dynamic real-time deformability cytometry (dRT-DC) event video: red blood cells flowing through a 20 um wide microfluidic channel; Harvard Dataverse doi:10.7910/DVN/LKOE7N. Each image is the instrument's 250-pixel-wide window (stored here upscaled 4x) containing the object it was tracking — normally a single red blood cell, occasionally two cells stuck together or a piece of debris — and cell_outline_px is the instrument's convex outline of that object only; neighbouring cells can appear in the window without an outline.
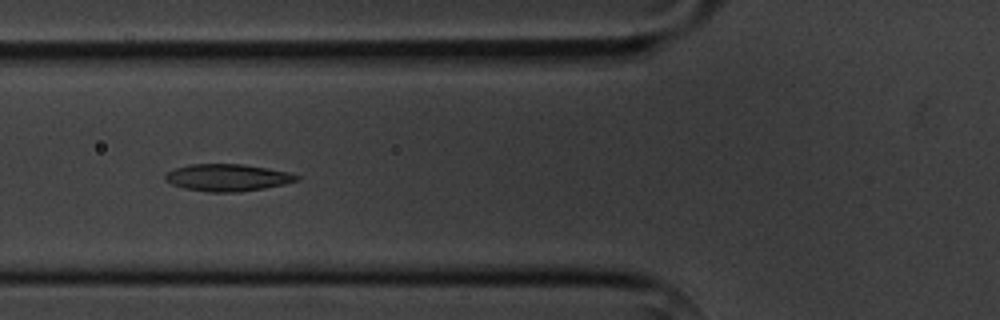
{"species": "common noctule bat (a hibernating species)", "species_latin": "Nyctalus noctula", "temperature_condition": "cold", "stored_images_in_passage": 8, "camera_frame_rate_fps": 3000, "um_per_image_px": 0.085, "animal": {"sex": "male", "body_mass_g": 20.1, "forearm_length_mm": 53.5}, "frame": {"image": 1, "passage_image": 4, "time_ms": 3.333, "image_size_px": [1000, 320], "cell_outline_px": [[300, 180], [284, 184], [264, 188], [240, 192], [208, 192], [184, 188], [172, 184], [164, 180], [164, 176], [168, 172], [176, 168], [188, 164], [244, 164], [288, 172], [300, 176]], "centroid_in_image_um": [19.34, 15.09], "position_along_channel_um": 106.5, "area_um2": 20.75}}
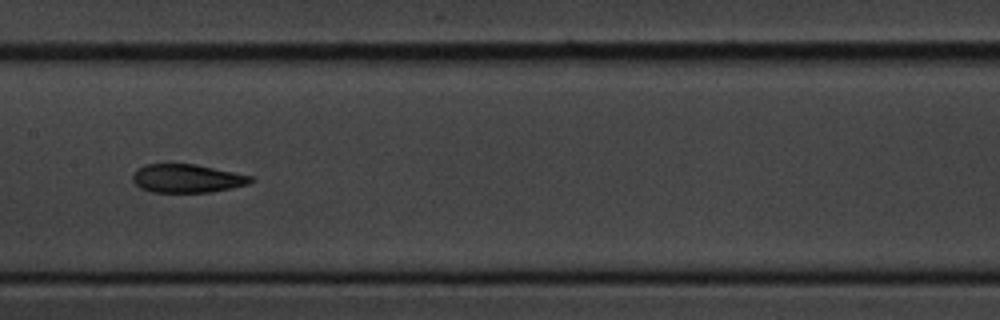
{"frame": {"image": 2, "passage_image": 6, "time_ms": 5.667, "image_size_px": [1000, 320], "cell_outline_px": [[256, 180], [248, 184], [232, 188], [212, 192], [152, 192], [140, 188], [132, 180], [132, 176], [136, 168], [144, 164], [196, 164], [252, 176]], "centroid_in_image_um": [15.89, 15.16], "position_along_channel_um": 191.5, "area_um2": 19.71}}
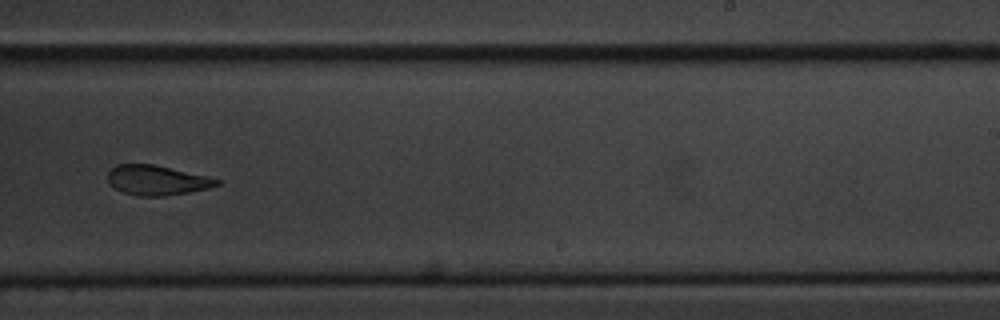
{"frame": {"image": 3, "passage_image": 8, "time_ms": 8.0, "image_size_px": [1000, 320], "cell_outline_px": [[220, 184], [208, 188], [188, 192], [164, 196], [140, 196], [124, 192], [116, 188], [108, 180], [108, 172], [116, 164], [152, 164], [204, 176], [220, 180]], "centroid_in_image_um": [13.31, 15.32], "position_along_channel_um": 275.7, "area_um2": 18.44}}